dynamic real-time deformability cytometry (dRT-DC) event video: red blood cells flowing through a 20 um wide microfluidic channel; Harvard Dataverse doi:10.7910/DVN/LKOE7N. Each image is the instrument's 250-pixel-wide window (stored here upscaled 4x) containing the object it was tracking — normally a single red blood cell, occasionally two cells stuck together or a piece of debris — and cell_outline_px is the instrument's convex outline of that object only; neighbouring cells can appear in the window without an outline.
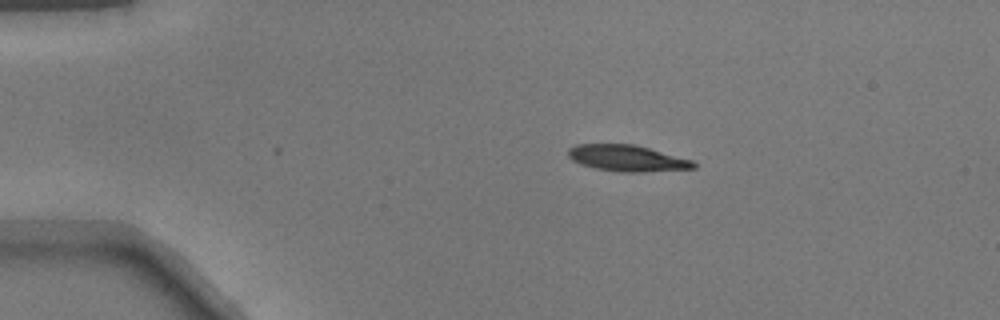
{"species": "common noctule bat (a hibernating species)", "species_latin": "Nyctalus noctula", "temperature_condition": "warm", "stored_images_in_passage": 4, "camera_frame_rate_fps": 3000, "um_per_image_px": 0.085, "animal": {"sex": "male", "body_mass_g": 17.9}, "frame": {"image": 1, "passage_image": 4, "time_ms": 1.0, "image_size_px": [1000, 320], "cell_outline_px": [[696, 168], [644, 172], [620, 172], [596, 168], [580, 164], [572, 160], [568, 156], [568, 148], [576, 144], [636, 144], [692, 160], [696, 164]], "centroid_in_image_um": [53.3, 13.44], "position_along_channel_um": 31.7, "area_um2": 19.25}}